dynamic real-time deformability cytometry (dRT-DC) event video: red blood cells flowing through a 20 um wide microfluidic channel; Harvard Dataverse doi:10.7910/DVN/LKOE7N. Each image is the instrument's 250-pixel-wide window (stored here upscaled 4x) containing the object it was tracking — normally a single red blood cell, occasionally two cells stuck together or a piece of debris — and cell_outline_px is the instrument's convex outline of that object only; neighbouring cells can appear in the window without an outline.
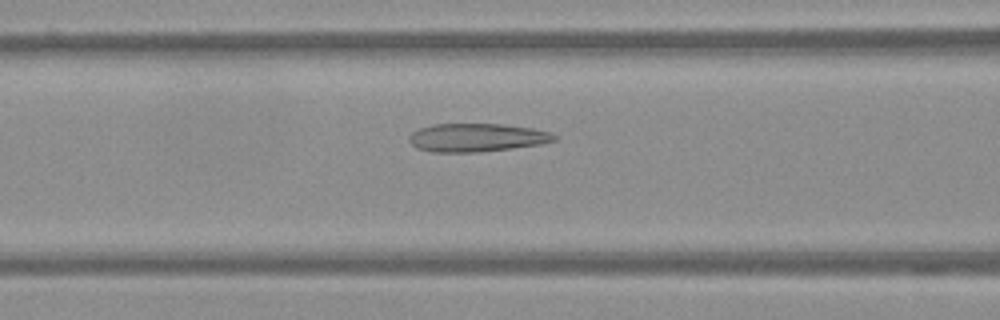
{"species": "Egyptian fruit bat (a non-hibernating species)", "species_latin": "Rousettus aegyptiacus", "temperature_condition": "warm", "stored_images_in_passage": 38, "camera_frame_rate_fps": 3000, "um_per_image_px": 0.085, "frame": {"image": 1, "passage_image": 5, "time_ms": 1.333, "image_size_px": [1000, 320], "cell_outline_px": [[560, 136], [556, 140], [540, 144], [512, 148], [480, 152], [432, 152], [416, 148], [408, 140], [408, 136], [412, 132], [420, 128], [432, 124], [500, 124], [532, 128], [552, 132]], "centroid_in_image_um": [40.53, 11.69], "position_along_channel_um": 126.1, "area_um2": 24.1}}
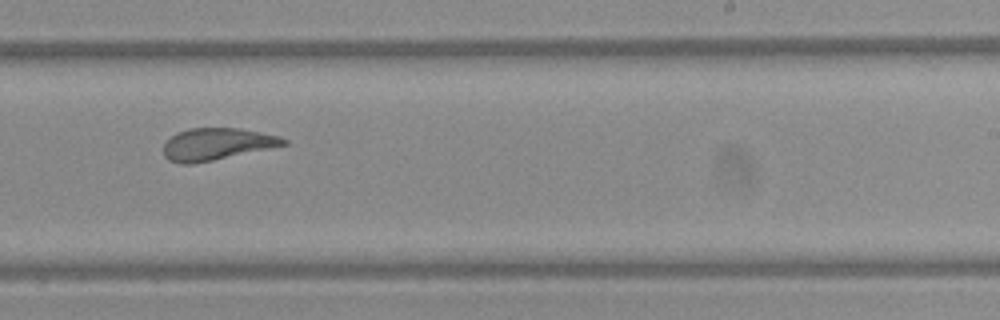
{"frame": {"image": 2, "passage_image": 17, "time_ms": 5.333, "image_size_px": [1000, 320], "cell_outline_px": [[288, 144], [212, 160], [192, 164], [180, 164], [168, 160], [164, 156], [164, 144], [176, 132], [188, 128], [240, 128], [280, 136], [288, 140]], "centroid_in_image_um": [18.4, 12.24], "position_along_channel_um": 270.6, "area_um2": 22.25}}
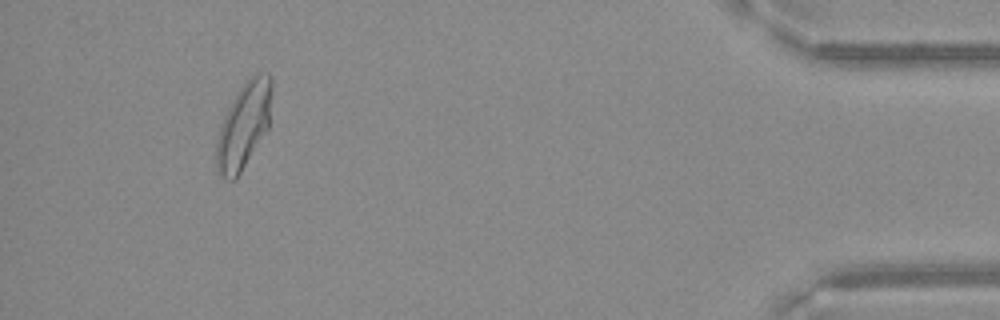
{"frame": {"image": 3, "passage_image": 34, "time_ms": 11.0, "image_size_px": [1000, 320], "cell_outline_px": [[272, 92], [268, 128], [236, 180], [224, 180], [216, 172], [216, 140], [220, 124], [236, 92], [256, 72], [268, 72], [272, 76]], "centroid_in_image_um": [20.71, 10.68], "position_along_channel_um": 414.5, "area_um2": 28.03}}